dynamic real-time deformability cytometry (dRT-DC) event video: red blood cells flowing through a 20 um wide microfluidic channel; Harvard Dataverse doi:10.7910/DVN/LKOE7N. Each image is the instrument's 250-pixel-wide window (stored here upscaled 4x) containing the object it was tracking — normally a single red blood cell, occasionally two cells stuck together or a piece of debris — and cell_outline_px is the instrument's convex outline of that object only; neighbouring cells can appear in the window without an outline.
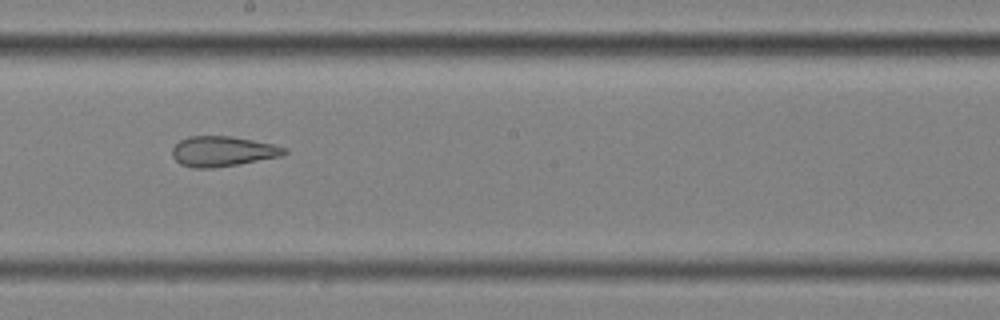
{"species": "common noctule bat (a hibernating species)", "species_latin": "Nyctalus noctula", "temperature_condition": "cold", "stored_images_in_passage": 39, "camera_frame_rate_fps": 3000, "um_per_image_px": 0.085, "animal": {"sex": "female", "body_mass_g": 25.1}, "frame": {"image": 1, "passage_image": 17, "time_ms": 5.333, "image_size_px": [1000, 320], "cell_outline_px": [[288, 152], [280, 156], [236, 164], [212, 168], [192, 168], [180, 164], [172, 156], [172, 148], [180, 140], [188, 136], [232, 136], [272, 144], [288, 148]], "centroid_in_image_um": [18.89, 12.86], "position_along_channel_um": 229.3, "area_um2": 19.59}}
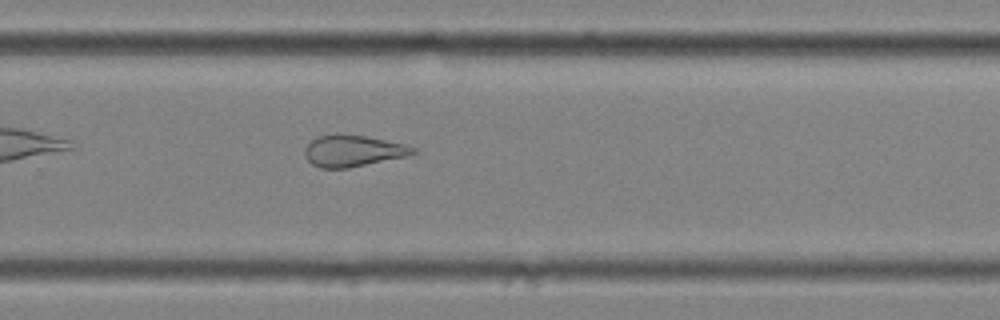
{"frame": {"image": 2, "passage_image": 23, "time_ms": 7.333, "image_size_px": [1000, 320], "cell_outline_px": [[416, 152], [404, 156], [348, 168], [320, 168], [312, 164], [304, 156], [304, 148], [316, 136], [336, 132], [368, 136], [404, 144], [416, 148]], "centroid_in_image_um": [29.93, 12.79], "position_along_channel_um": 299.9, "area_um2": 20.0}}